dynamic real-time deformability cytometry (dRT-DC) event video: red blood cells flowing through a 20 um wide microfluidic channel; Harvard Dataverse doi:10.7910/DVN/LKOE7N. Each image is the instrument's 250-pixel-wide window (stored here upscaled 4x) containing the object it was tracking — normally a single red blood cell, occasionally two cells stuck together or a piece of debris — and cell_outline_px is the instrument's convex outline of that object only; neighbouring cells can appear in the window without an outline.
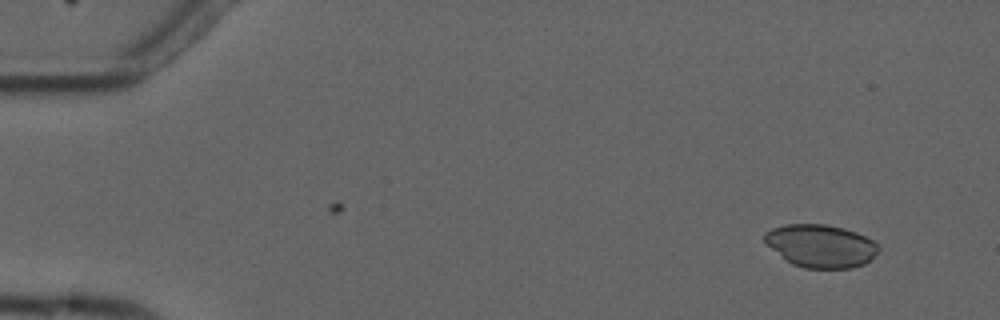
{"species": "common noctule bat (a hibernating species)", "species_latin": "Nyctalus noctula", "temperature_condition": "cold", "stored_images_in_passage": 5, "camera_frame_rate_fps": 3000, "um_per_image_px": 0.085, "animal": {"sex": "male", "forearm_length_mm": 52.5}, "frame": {"image": 1, "passage_image": 1, "time_ms": 0.0, "image_size_px": [1000, 320], "cell_outline_px": [[880, 248], [864, 264], [852, 268], [804, 268], [792, 264], [764, 244], [764, 232], [772, 228], [788, 224], [824, 224], [844, 228], [856, 232], [872, 240]], "centroid_in_image_um": [69.71, 20.9], "position_along_channel_um": 15.3, "area_um2": 28.38}}
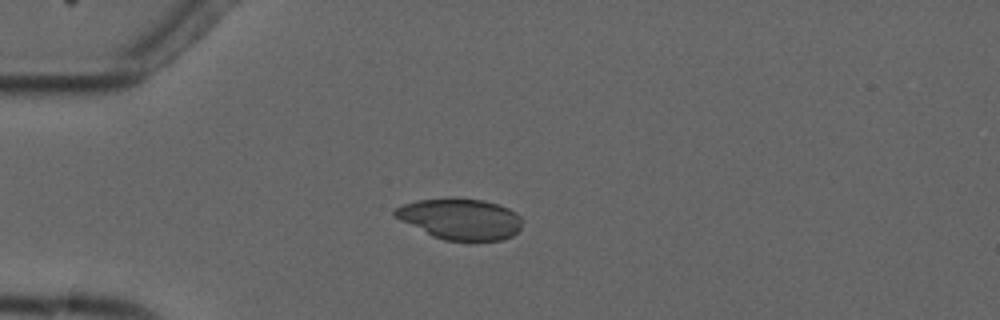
{"frame": {"image": 2, "passage_image": 4, "time_ms": 3.333, "image_size_px": [1000, 320], "cell_outline_px": [[524, 220], [520, 228], [512, 236], [504, 240], [444, 240], [432, 236], [400, 220], [392, 212], [396, 208], [404, 204], [416, 200], [452, 196], [484, 200], [508, 208], [516, 212]], "centroid_in_image_um": [39.14, 18.59], "position_along_channel_um": 45.9, "area_um2": 30.75}}